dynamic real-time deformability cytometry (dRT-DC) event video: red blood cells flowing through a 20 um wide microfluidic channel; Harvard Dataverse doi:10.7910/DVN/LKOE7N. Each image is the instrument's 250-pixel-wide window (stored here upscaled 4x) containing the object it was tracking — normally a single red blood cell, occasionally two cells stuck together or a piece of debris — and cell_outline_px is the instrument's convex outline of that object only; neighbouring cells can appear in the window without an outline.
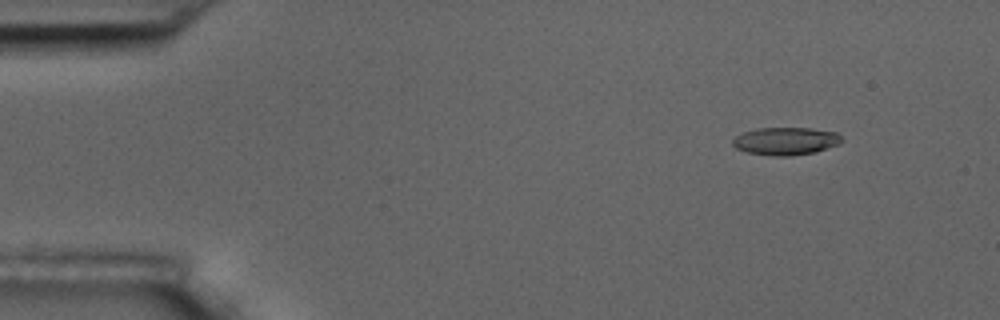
{"species": "common noctule bat (a hibernating species)", "species_latin": "Nyctalus noctula", "temperature_condition": "room temperature", "stored_images_in_passage": 6, "camera_frame_rate_fps": 3000, "um_per_image_px": 0.085, "animal": {"sex": "male", "body_mass_g": 17.5, "forearm_length_mm": 52.3}, "frame": {"image": 1, "passage_image": 2, "time_ms": 1.333, "image_size_px": [1000, 320], "cell_outline_px": [[844, 140], [840, 144], [816, 152], [792, 156], [772, 156], [748, 152], [736, 148], [732, 144], [732, 140], [736, 136], [744, 132], [756, 128], [812, 128], [836, 132]], "centroid_in_image_um": [66.81, 11.99], "position_along_channel_um": 18.2, "area_um2": 17.74}}
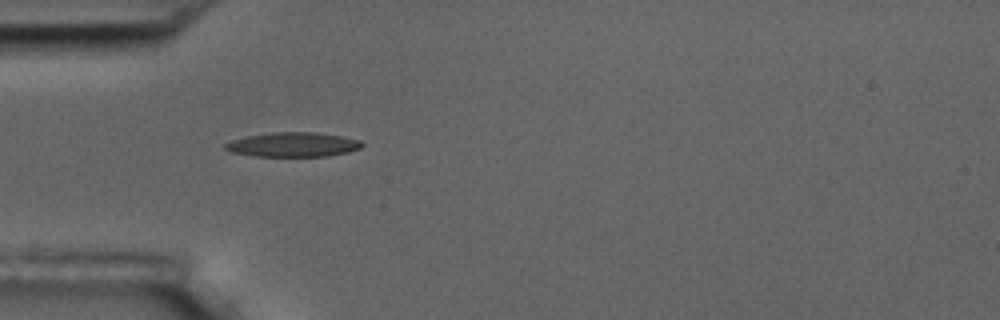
{"frame": {"image": 2, "passage_image": 5, "time_ms": 5.0, "image_size_px": [1000, 320], "cell_outline_px": [[364, 144], [360, 148], [348, 152], [328, 156], [252, 156], [232, 152], [224, 148], [224, 144], [232, 140], [248, 136], [272, 132], [316, 132], [340, 136], [360, 140]], "centroid_in_image_um": [24.91, 12.29], "position_along_channel_um": 60.1, "area_um2": 19.42}}